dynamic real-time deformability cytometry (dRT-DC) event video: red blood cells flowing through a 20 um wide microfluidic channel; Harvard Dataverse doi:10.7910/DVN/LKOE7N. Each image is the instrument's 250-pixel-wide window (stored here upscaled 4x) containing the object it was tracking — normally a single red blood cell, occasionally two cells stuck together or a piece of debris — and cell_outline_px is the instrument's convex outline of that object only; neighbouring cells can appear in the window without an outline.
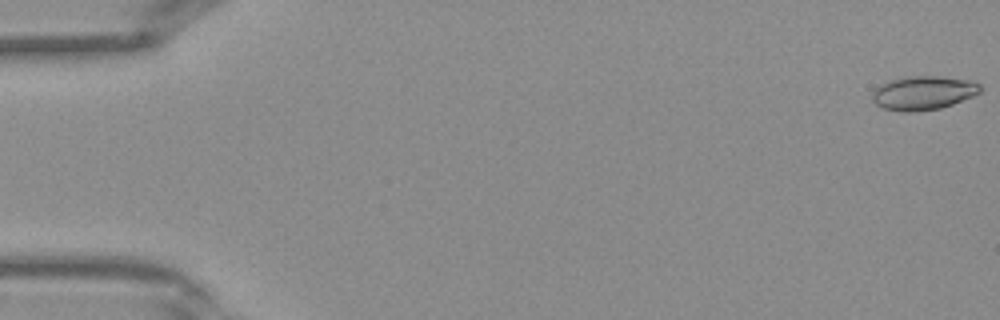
{"species": "Egyptian fruit bat (a non-hibernating species)", "species_latin": "Rousettus aegyptiacus", "temperature_condition": "warm", "stored_images_in_passage": 6, "camera_frame_rate_fps": 3000, "um_per_image_px": 0.085, "frame": {"image": 1, "passage_image": 1, "time_ms": 0.0, "image_size_px": [1000, 320], "cell_outline_px": [[980, 92], [972, 96], [952, 104], [940, 108], [916, 112], [904, 112], [884, 108], [876, 104], [872, 100], [872, 92], [880, 84], [888, 80], [904, 76], [940, 76], [972, 80], [980, 84]], "centroid_in_image_um": [78.45, 7.88], "position_along_channel_um": 6.5, "area_um2": 21.44}}